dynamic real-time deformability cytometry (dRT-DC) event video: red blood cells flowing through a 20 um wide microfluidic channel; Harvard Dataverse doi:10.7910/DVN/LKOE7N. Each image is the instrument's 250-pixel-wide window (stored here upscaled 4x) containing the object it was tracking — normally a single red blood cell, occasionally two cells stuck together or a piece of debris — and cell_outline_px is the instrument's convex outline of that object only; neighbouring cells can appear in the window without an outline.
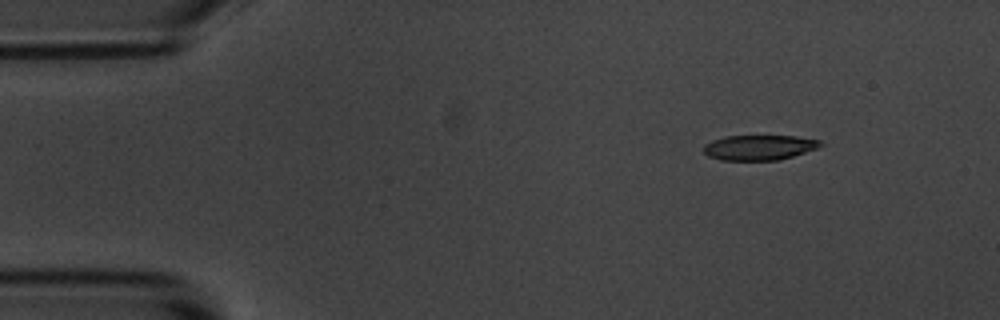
{"species": "common noctule bat (a hibernating species)", "species_latin": "Nyctalus noctula", "temperature_condition": "room temperature", "stored_images_in_passage": 4, "camera_frame_rate_fps": 3000, "um_per_image_px": 0.085, "animal": {"sex": "male", "body_mass_g": 20.1, "forearm_length_mm": 53.5}, "frame": {"image": 1, "passage_image": 1, "time_ms": 0.0, "image_size_px": [1000, 320], "cell_outline_px": [[824, 144], [816, 148], [780, 160], [720, 160], [708, 156], [704, 152], [704, 144], [712, 140], [724, 136], [796, 136], [820, 140]], "centroid_in_image_um": [64.5, 12.53], "position_along_channel_um": 20.5, "area_um2": 17.05}}